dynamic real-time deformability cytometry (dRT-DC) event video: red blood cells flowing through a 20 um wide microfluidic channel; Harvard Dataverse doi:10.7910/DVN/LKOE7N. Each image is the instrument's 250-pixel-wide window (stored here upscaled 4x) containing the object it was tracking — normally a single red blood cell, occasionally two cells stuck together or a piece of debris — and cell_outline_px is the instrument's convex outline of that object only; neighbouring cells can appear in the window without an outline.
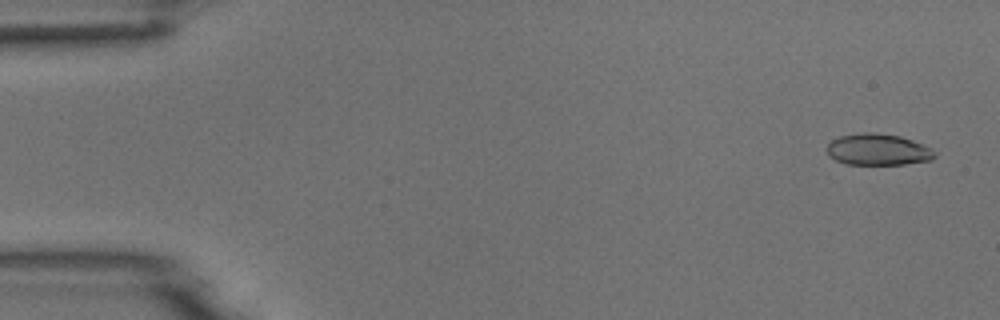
{"species": "common noctule bat (a hibernating species)", "species_latin": "Nyctalus noctula", "temperature_condition": "room temperature", "stored_images_in_passage": 54, "camera_frame_rate_fps": 3000, "um_per_image_px": 0.085, "animal": {"sex": "male", "body_mass_g": 18.8}, "frame": {"image": 1, "passage_image": 3, "time_ms": 0.667, "image_size_px": [1000, 320], "cell_outline_px": [[936, 156], [932, 160], [904, 164], [848, 164], [836, 160], [828, 156], [828, 144], [832, 140], [840, 136], [864, 132], [876, 132], [900, 136], [912, 140], [932, 148], [936, 152]], "centroid_in_image_um": [74.66, 12.71], "position_along_channel_um": 10.3, "area_um2": 19.77}}
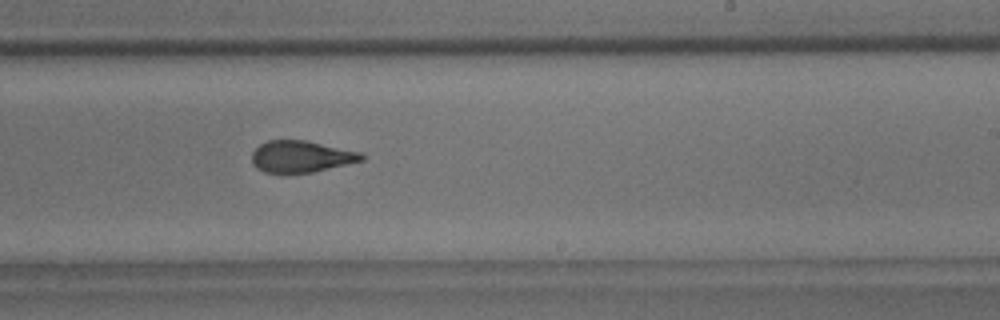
{"frame": {"image": 2, "passage_image": 33, "time_ms": 10.667, "image_size_px": [1000, 320], "cell_outline_px": [[364, 160], [312, 172], [288, 176], [280, 176], [264, 172], [256, 168], [252, 164], [252, 152], [260, 144], [268, 140], [304, 140], [360, 152], [364, 156]], "centroid_in_image_um": [25.51, 13.35], "position_along_channel_um": 263.5, "area_um2": 20.75}}
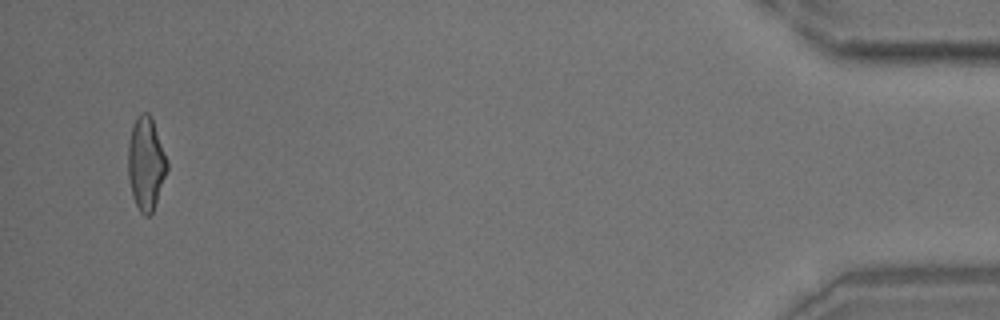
{"frame": {"image": 3, "passage_image": 52, "time_ms": 17.0, "image_size_px": [1000, 320], "cell_outline_px": [[168, 168], [152, 212], [148, 216], [144, 216], [140, 212], [132, 196], [128, 176], [128, 144], [132, 124], [136, 116], [140, 112], [148, 112], [152, 116], [168, 160]], "centroid_in_image_um": [12.4, 13.84], "position_along_channel_um": 422.8, "area_um2": 21.39}}